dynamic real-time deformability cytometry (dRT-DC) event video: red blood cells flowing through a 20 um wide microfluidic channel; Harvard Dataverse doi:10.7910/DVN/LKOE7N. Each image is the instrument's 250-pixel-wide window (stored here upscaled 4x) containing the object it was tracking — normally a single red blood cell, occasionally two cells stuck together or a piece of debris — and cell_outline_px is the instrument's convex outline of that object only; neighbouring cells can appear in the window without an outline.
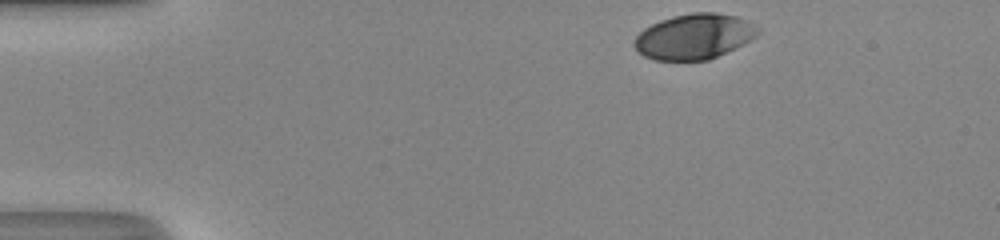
{"species": "human", "species_latin": "Homo sapiens", "temperature_condition": "room temperature", "stored_images_in_passage": 34, "camera_frame_rate_fps": 3000, "um_per_image_px": 0.085, "donor": {"sex": "male"}, "frame": {"image": 1, "passage_image": 1, "time_ms": 0.0, "image_size_px": [1000, 240], "cell_outline_px": [[760, 32], [756, 36], [708, 60], [652, 60], [644, 56], [632, 44], [636, 36], [644, 28], [660, 20], [672, 16], [692, 12], [716, 12], [736, 16], [748, 20], [760, 28]], "centroid_in_image_um": [58.98, 3.08], "position_along_channel_um": 26.0, "area_um2": 32.48}}
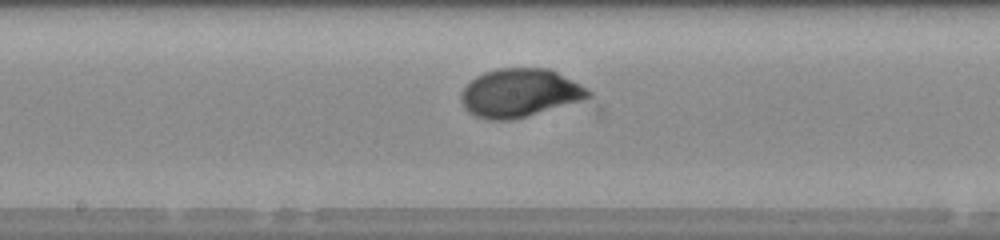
{"frame": {"image": 2, "passage_image": 20, "time_ms": 6.333, "image_size_px": [1000, 240], "cell_outline_px": [[592, 96], [580, 100], [512, 120], [488, 120], [476, 116], [468, 112], [464, 108], [460, 100], [460, 92], [476, 76], [484, 72], [496, 68], [548, 68], [580, 84], [592, 92]], "centroid_in_image_um": [44.12, 7.89], "position_along_channel_um": 204.1, "area_um2": 35.55}}
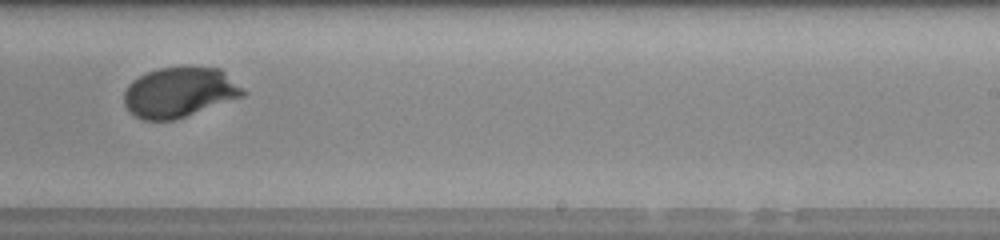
{"frame": {"image": 3, "passage_image": 25, "time_ms": 8.0, "image_size_px": [1000, 240], "cell_outline_px": [[248, 92], [244, 96], [172, 120], [144, 120], [128, 112], [124, 104], [124, 92], [128, 84], [132, 80], [148, 72], [160, 68], [220, 68]], "centroid_in_image_um": [15.23, 7.85], "position_along_channel_um": 273.8, "area_um2": 34.28}, "authors_computed_cell_mechanics": {"area_um2": 34.8534, "velocity_mm_per_s": 4.1952, "shape_relaxation_time_tau1_ms": 2.7766, "shape_relaxation_time_tau2_ms": null, "deformation_change_tau1": 0.1557, "deformation_change_tau2": null}}